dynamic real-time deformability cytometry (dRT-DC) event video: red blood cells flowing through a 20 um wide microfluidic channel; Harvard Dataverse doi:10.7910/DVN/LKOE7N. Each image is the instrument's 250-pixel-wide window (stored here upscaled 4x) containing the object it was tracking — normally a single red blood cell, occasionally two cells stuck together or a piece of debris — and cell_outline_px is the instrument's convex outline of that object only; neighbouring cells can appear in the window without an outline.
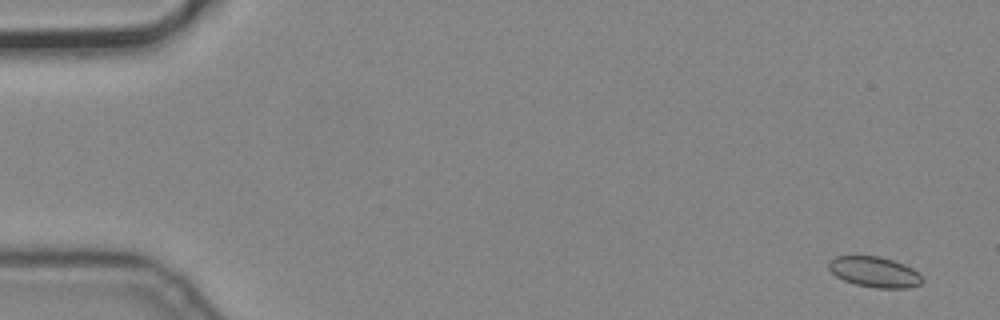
{"species": "common noctule bat (a hibernating species)", "species_latin": "Nyctalus noctula", "temperature_condition": "cold", "stored_images_in_passage": 3, "camera_frame_rate_fps": 3000, "um_per_image_px": 0.085, "animal": {"sex": "male", "body_mass_g": 19.2, "forearm_length_mm": 51.8}, "frame": {"image": 1, "passage_image": 1, "time_ms": 0.0, "image_size_px": [1000, 320], "cell_outline_px": [[924, 280], [920, 284], [908, 288], [876, 288], [856, 284], [844, 280], [836, 276], [828, 268], [828, 260], [836, 256], [880, 256], [904, 264], [912, 268]], "centroid_in_image_um": [74.31, 23.11], "position_along_channel_um": 10.7, "area_um2": 16.59}}